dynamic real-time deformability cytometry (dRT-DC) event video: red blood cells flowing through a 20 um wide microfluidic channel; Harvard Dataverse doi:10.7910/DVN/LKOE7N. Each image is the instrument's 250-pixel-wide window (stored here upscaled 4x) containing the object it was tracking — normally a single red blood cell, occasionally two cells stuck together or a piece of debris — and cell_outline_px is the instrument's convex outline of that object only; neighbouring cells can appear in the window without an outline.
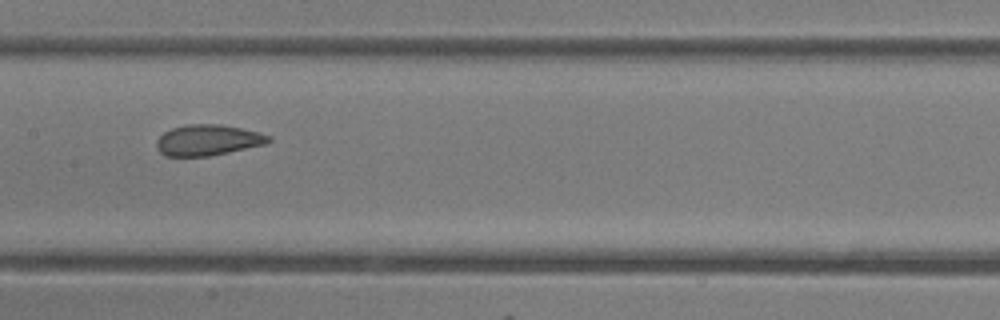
{"species": "common noctule bat (a hibernating species)", "species_latin": "Nyctalus noctula", "temperature_condition": "room temperature", "stored_images_in_passage": 34, "camera_frame_rate_fps": 3000, "um_per_image_px": 0.085, "animal": {"sex": "female"}, "frame": {"image": 1, "passage_image": 10, "time_ms": 3.0, "image_size_px": [1000, 320], "cell_outline_px": [[272, 140], [264, 144], [228, 152], [208, 156], [164, 156], [156, 148], [156, 140], [164, 132], [172, 128], [188, 124], [220, 124], [240, 128], [272, 136]], "centroid_in_image_um": [17.63, 11.91], "position_along_channel_um": 189.8, "area_um2": 20.0}, "authors_computed_cell_mechanics": {"area_um2": 20.808, "velocity_mm_per_s": 4.2298, "shape_relaxation_time_tau1_ms": 5.4472, "shape_relaxation_time_tau2_ms": 0.8682, "deformation_change_tau1": 0.1347, "deformation_change_tau2": 0.078}}